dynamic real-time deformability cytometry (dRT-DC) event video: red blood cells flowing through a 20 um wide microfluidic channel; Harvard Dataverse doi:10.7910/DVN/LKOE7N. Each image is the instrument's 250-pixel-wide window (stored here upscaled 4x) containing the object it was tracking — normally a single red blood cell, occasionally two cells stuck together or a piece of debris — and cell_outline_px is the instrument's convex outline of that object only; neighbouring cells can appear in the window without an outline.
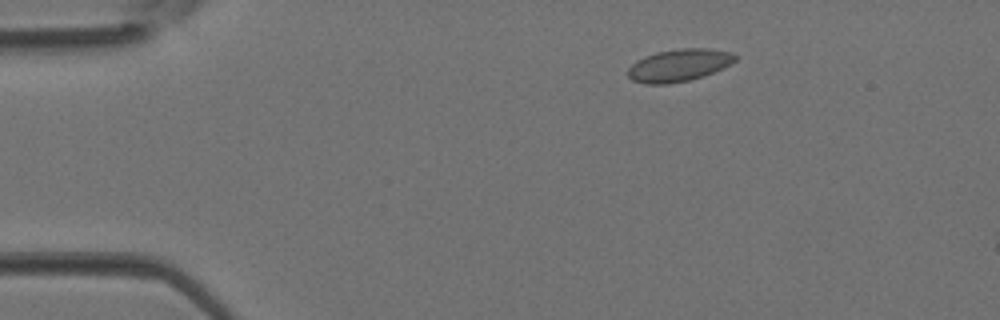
{"species": "Egyptian fruit bat (a non-hibernating species)", "species_latin": "Rousettus aegyptiacus", "temperature_condition": "room temperature", "stored_images_in_passage": 4, "segment_of_instrument_passage": [1, 2], "camera_frame_rate_fps": 3000, "um_per_image_px": 0.085, "animal": {"sex": "female"}, "frame": {"image": 1, "passage_image": 2, "time_ms": 0.333, "image_size_px": [1000, 320], "cell_outline_px": [[736, 60], [732, 64], [704, 76], [688, 80], [668, 84], [644, 84], [632, 80], [628, 76], [628, 68], [636, 60], [644, 56], [656, 52], [680, 48], [708, 48], [732, 52], [736, 56]], "centroid_in_image_um": [57.71, 5.54], "position_along_channel_um": 27.3, "area_um2": 20.4}}